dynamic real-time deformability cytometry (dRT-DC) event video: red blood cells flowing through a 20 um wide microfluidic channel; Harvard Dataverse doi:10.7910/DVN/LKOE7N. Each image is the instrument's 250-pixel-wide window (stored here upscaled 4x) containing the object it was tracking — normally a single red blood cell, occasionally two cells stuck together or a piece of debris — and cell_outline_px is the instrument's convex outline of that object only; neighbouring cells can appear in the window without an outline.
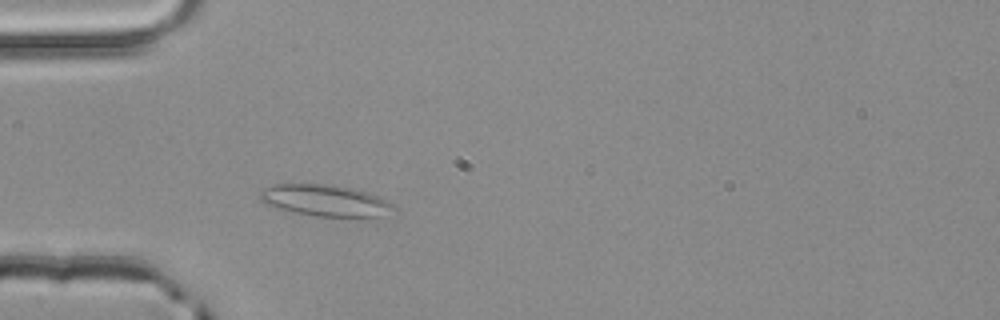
{"species": "common noctule bat (a hibernating species)", "species_latin": "Nyctalus noctula", "temperature_condition": "room temperature", "stored_images_in_passage": 2, "camera_frame_rate_fps": 3000, "um_per_image_px": 0.085, "animal": {"sex": "male", "body_mass_g": 20.4}, "frame": {"image": 1, "passage_image": 2, "time_ms": 0.333, "image_size_px": [1000, 320], "cell_outline_px": [[396, 208], [380, 216], [316, 216], [292, 212], [276, 208], [264, 204], [260, 200], [260, 188], [272, 184], [324, 184], [352, 188], [368, 192], [380, 196], [392, 204]], "centroid_in_image_um": [27.56, 17.03], "position_along_channel_um": 57.4, "area_um2": 24.51}}